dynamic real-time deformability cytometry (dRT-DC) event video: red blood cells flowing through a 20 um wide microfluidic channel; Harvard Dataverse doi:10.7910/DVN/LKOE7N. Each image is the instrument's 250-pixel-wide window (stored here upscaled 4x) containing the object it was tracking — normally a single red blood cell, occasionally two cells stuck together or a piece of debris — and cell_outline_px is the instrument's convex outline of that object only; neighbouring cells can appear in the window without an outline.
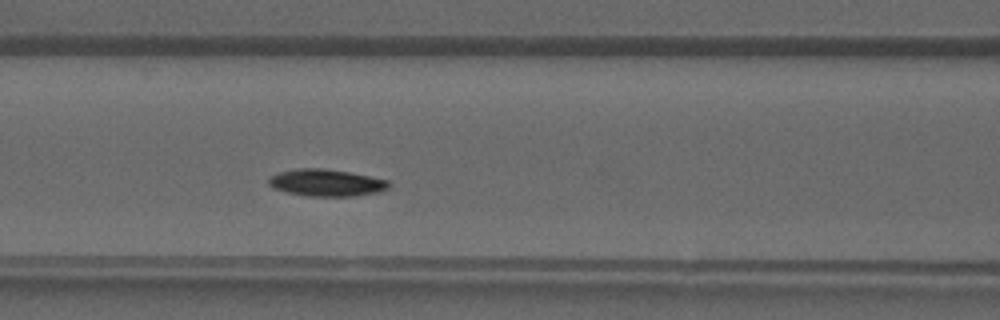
{"species": "common noctule bat (a hibernating species)", "species_latin": "Nyctalus noctula", "temperature_condition": "warm", "stored_images_in_passage": 35, "camera_frame_rate_fps": 3000, "um_per_image_px": 0.085, "animal": {"sex": "male", "forearm_length_mm": 52.5}, "frame": {"image": 1, "passage_image": 12, "time_ms": 3.667, "image_size_px": [1000, 320], "cell_outline_px": [[388, 188], [376, 192], [352, 196], [308, 196], [288, 192], [272, 188], [268, 184], [268, 180], [272, 176], [280, 172], [296, 168], [324, 168], [348, 172], [388, 180]], "centroid_in_image_um": [27.69, 15.53], "position_along_channel_um": 138.9, "area_um2": 18.61}}
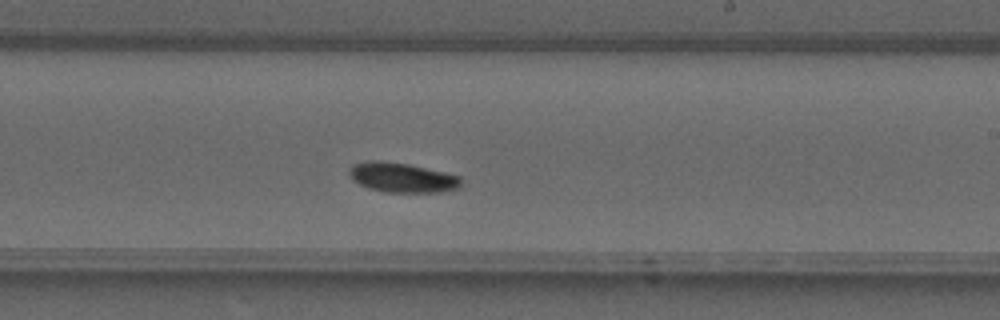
{"frame": {"image": 2, "passage_image": 19, "time_ms": 6.0, "image_size_px": [1000, 320], "cell_outline_px": [[460, 188], [444, 192], [388, 192], [368, 188], [352, 180], [348, 172], [348, 168], [352, 164], [372, 160], [380, 160], [408, 164], [444, 172], [460, 176]], "centroid_in_image_um": [34.16, 15.09], "position_along_channel_um": 254.8, "area_um2": 19.42}}
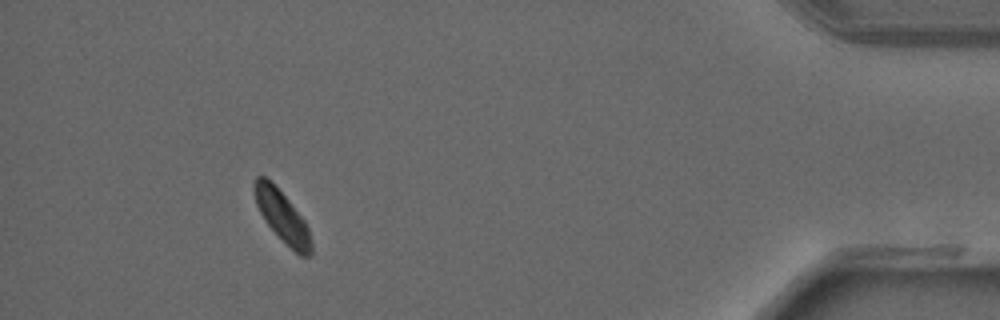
{"frame": {"image": 3, "passage_image": 32, "time_ms": 10.333, "image_size_px": [1000, 320], "cell_outline_px": [[312, 256], [300, 256], [264, 220], [256, 204], [252, 192], [252, 184], [256, 176], [264, 176], [288, 200], [304, 220], [308, 228], [312, 244]], "centroid_in_image_um": [23.96, 18.38], "position_along_channel_um": 411.2, "area_um2": 16.53}}